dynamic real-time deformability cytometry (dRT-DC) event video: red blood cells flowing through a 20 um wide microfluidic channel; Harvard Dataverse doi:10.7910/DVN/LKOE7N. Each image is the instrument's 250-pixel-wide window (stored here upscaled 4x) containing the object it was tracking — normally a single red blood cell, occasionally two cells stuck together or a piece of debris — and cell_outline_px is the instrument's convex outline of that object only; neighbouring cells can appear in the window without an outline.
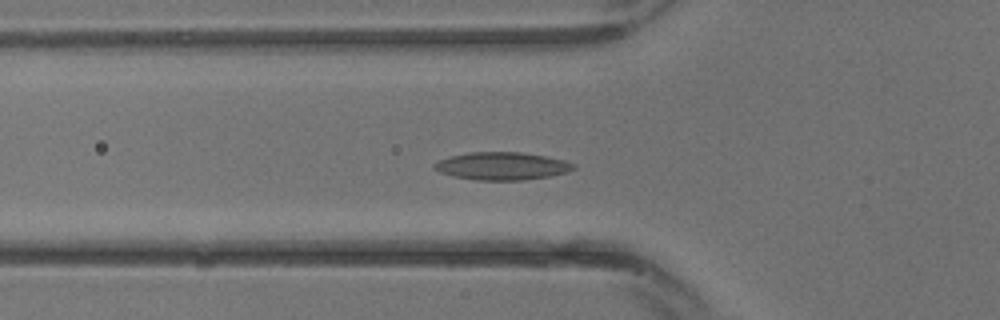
{"species": "common noctule bat (a hibernating species)", "species_latin": "Nyctalus noctula", "temperature_condition": "warm", "stored_images_in_passage": 15, "camera_frame_rate_fps": 3000, "um_per_image_px": 0.085, "animal": {"sex": "male", "body_mass_g": 13.3}, "frame": {"image": 1, "passage_image": 7, "time_ms": 2.0, "image_size_px": [1000, 320], "cell_outline_px": [[576, 168], [568, 172], [548, 176], [524, 180], [476, 180], [452, 176], [440, 172], [432, 168], [432, 164], [448, 156], [468, 152], [520, 152], [544, 156], [564, 160], [576, 164]], "centroid_in_image_um": [42.64, 14.11], "position_along_channel_um": 83.2, "area_um2": 22.6}}
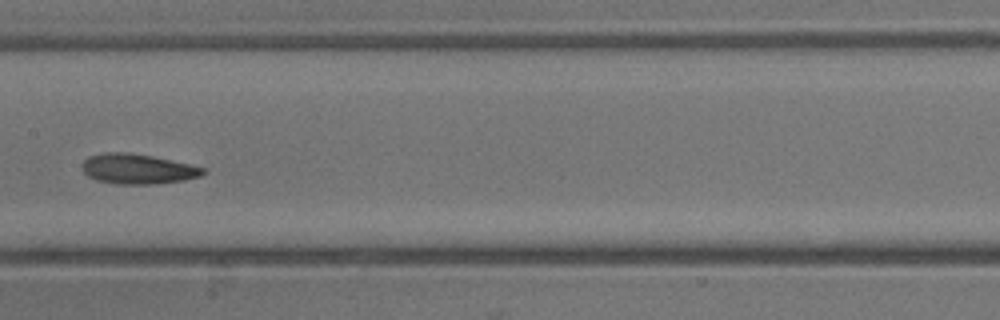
{"frame": {"image": 2, "passage_image": 12, "time_ms": 3.667, "image_size_px": [1000, 320], "cell_outline_px": [[204, 172], [200, 176], [184, 180], [152, 184], [120, 184], [96, 180], [88, 176], [84, 172], [80, 164], [88, 156], [104, 152], [128, 152], [152, 156], [188, 164], [204, 168]], "centroid_in_image_um": [11.64, 14.35], "position_along_channel_um": 195.8, "area_um2": 21.04}}
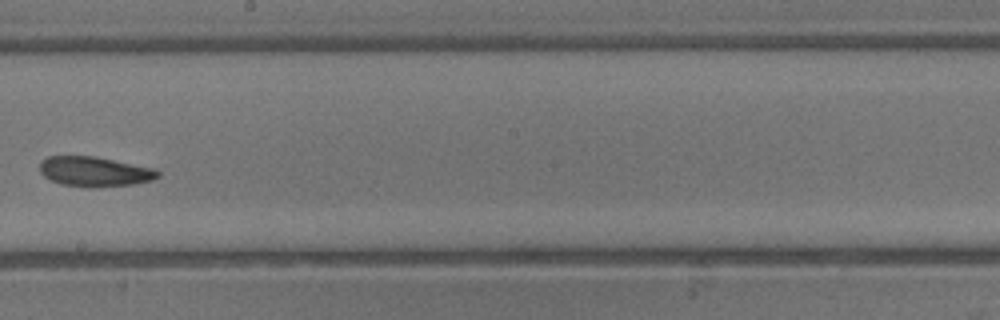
{"frame": {"image": 3, "passage_image": 14, "time_ms": 4.333, "image_size_px": [1000, 320], "cell_outline_px": [[160, 176], [152, 180], [136, 184], [96, 188], [88, 188], [60, 184], [44, 176], [40, 172], [40, 160], [48, 156], [96, 156], [156, 168], [160, 172]], "centroid_in_image_um": [8.07, 14.59], "position_along_channel_um": 240.1, "area_um2": 21.04}}